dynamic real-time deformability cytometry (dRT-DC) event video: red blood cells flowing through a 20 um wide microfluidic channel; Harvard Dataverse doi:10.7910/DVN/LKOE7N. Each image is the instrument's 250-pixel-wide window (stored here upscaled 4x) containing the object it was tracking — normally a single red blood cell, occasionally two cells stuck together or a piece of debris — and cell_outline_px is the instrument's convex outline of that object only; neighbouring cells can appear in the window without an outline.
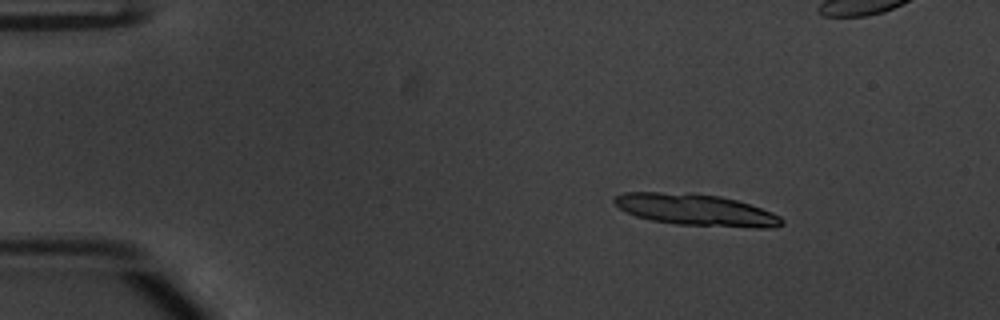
{"species": "common noctule bat (a hibernating species)", "species_latin": "Nyctalus noctula", "temperature_condition": "warm", "stored_images_in_passage": 30, "camera_frame_rate_fps": 3000, "um_per_image_px": 0.085, "animal": {"sex": "male", "body_mass_g": 20.1, "forearm_length_mm": 53.5}, "frame": {"image": 1, "passage_image": 9, "time_ms": 2.667, "image_size_px": [1000, 320], "cell_outline_px": [[784, 224], [776, 228], [756, 228], [676, 224], [652, 220], [636, 216], [620, 208], [612, 200], [616, 196], [624, 192], [660, 192], [720, 196], [736, 200], [772, 212], [780, 216], [784, 220]], "centroid_in_image_um": [59.2, 17.86], "position_along_channel_um": 25.8, "area_um2": 30.52}}